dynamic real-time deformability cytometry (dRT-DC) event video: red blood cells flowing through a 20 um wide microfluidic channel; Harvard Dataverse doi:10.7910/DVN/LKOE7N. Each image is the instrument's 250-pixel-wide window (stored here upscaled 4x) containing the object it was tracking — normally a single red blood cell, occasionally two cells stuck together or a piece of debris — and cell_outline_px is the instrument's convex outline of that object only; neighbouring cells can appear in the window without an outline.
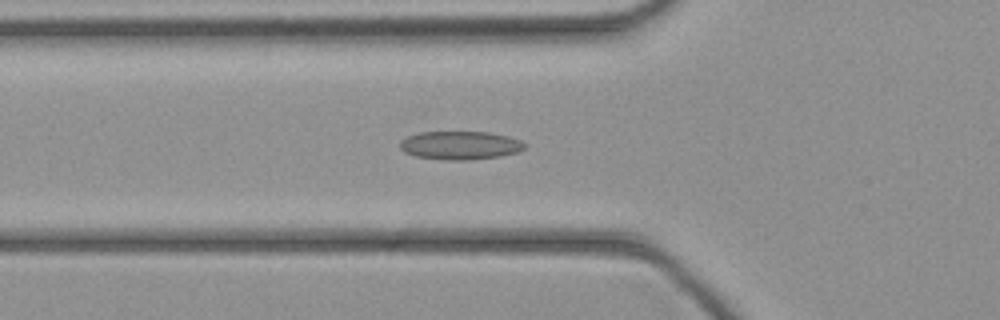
{"species": "common noctule bat (a hibernating species)", "species_latin": "Nyctalus noctula", "temperature_condition": "cold", "stored_images_in_passage": 42, "camera_frame_rate_fps": 3000, "um_per_image_px": 0.085, "animal": {"sex": "female", "body_mass_g": 21.9}, "frame": {"image": 1, "passage_image": 13, "time_ms": 4.0, "image_size_px": [1000, 320], "cell_outline_px": [[528, 144], [520, 152], [500, 156], [468, 160], [444, 160], [416, 156], [404, 152], [400, 148], [400, 140], [408, 136], [420, 132], [488, 132], [508, 136], [520, 140]], "centroid_in_image_um": [39.14, 12.35], "position_along_channel_um": 86.7, "area_um2": 20.75}}
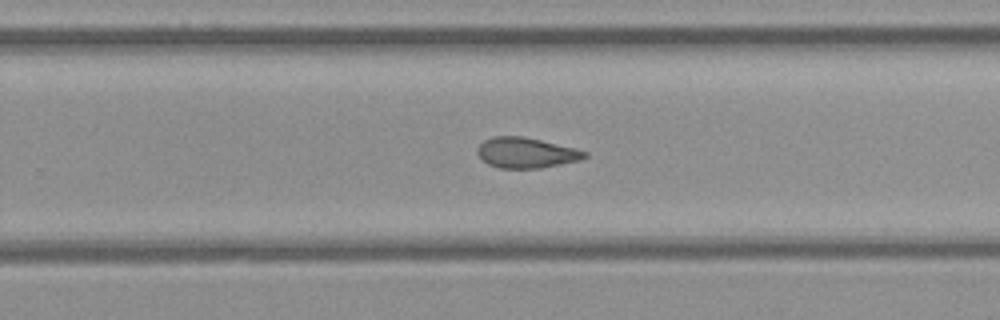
{"frame": {"image": 2, "passage_image": 26, "time_ms": 8.333, "image_size_px": [1000, 320], "cell_outline_px": [[588, 156], [580, 160], [540, 168], [500, 168], [488, 164], [476, 152], [476, 148], [484, 140], [492, 136], [520, 136], [540, 140], [576, 148], [588, 152]], "centroid_in_image_um": [44.72, 12.98], "position_along_channel_um": 285.1, "area_um2": 18.96}}
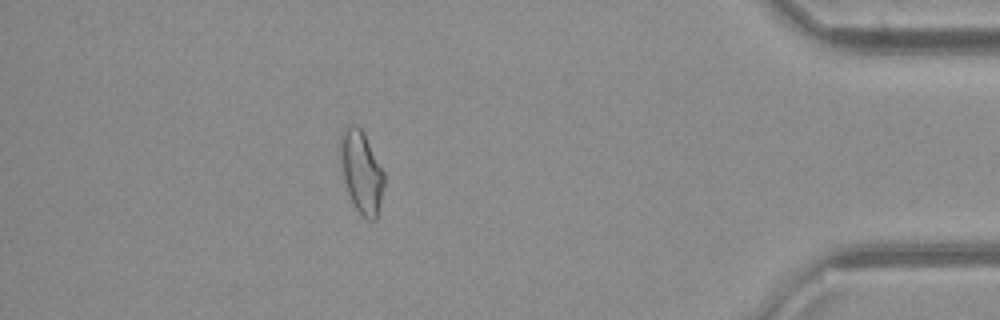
{"frame": {"image": 3, "passage_image": 37, "time_ms": 12.0, "image_size_px": [1000, 320], "cell_outline_px": [[384, 184], [380, 204], [376, 220], [368, 220], [356, 208], [348, 192], [344, 180], [340, 160], [340, 132], [348, 124], [356, 124], [364, 132], [384, 172]], "centroid_in_image_um": [30.71, 14.55], "position_along_channel_um": 404.5, "area_um2": 20.92}}